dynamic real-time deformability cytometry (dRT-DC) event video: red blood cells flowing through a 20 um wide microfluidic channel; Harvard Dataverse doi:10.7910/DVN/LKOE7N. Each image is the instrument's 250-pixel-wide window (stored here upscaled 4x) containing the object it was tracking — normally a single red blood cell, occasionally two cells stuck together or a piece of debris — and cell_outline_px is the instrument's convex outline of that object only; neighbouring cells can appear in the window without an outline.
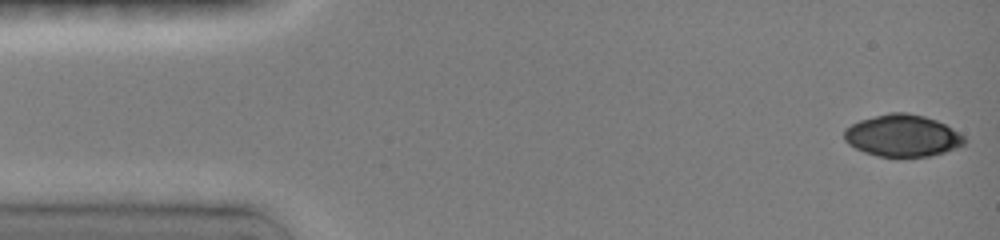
{"species": "common noctule bat (a hibernating species)", "species_latin": "Nyctalus noctula", "temperature_condition": "room temperature", "stored_images_in_passage": 5, "camera_frame_rate_fps": 3000, "um_per_image_px": 0.085, "animal": {"sex": "female", "body_mass_g": 19.0, "forearm_length_mm": 51.5}, "frame": {"image": 1, "passage_image": 1, "time_ms": 0.0, "image_size_px": [1000, 240], "cell_outline_px": [[964, 144], [956, 148], [944, 152], [928, 156], [880, 156], [864, 152], [848, 144], [844, 140], [844, 128], [860, 120], [888, 112], [904, 112], [924, 116], [936, 120], [952, 128], [964, 136]], "centroid_in_image_um": [76.68, 11.52], "position_along_channel_um": 8.3, "area_um2": 29.13}}